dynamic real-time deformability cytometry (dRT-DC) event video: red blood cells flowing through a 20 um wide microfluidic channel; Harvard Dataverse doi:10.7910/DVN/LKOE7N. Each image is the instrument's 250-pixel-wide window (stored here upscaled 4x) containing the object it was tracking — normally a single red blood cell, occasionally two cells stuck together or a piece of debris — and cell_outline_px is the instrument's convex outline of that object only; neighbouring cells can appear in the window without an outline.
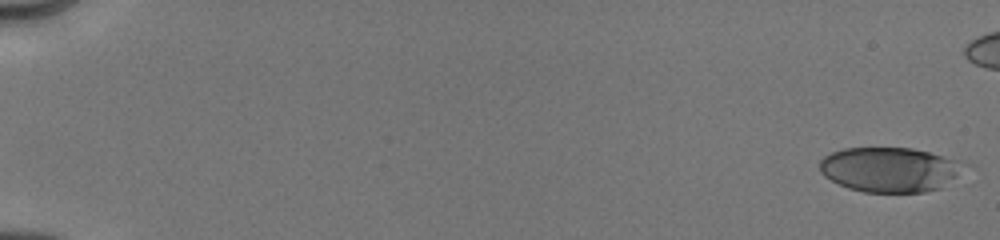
{"species": "human", "species_latin": "Homo sapiens", "temperature_condition": "cold", "stored_images_in_passage": 22, "camera_frame_rate_fps": 3000, "um_per_image_px": 0.085, "donor": {"sex": "male"}, "frame": {"image": 1, "passage_image": 1, "time_ms": 0.0, "image_size_px": [1000, 240], "cell_outline_px": [[976, 164], [940, 188], [924, 192], [864, 192], [848, 188], [824, 176], [820, 172], [820, 160], [824, 156], [832, 152], [844, 148], [912, 148], [964, 160]], "centroid_in_image_um": [75.76, 14.4], "position_along_channel_um": 9.2, "area_um2": 38.44}}
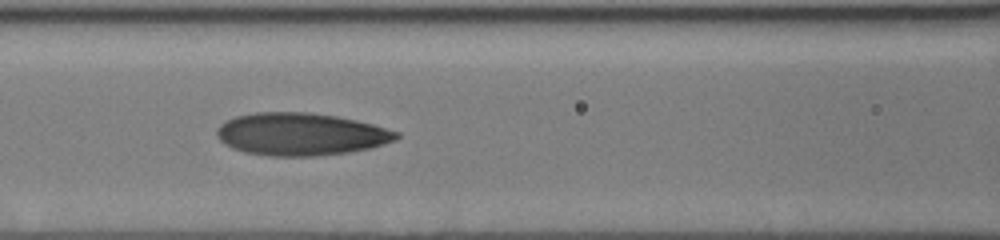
{"frame": {"image": 2, "passage_image": 16, "time_ms": 8.0, "image_size_px": [1000, 240], "cell_outline_px": [[400, 136], [396, 140], [372, 148], [348, 152], [316, 156], [268, 156], [244, 152], [232, 148], [224, 144], [216, 136], [216, 128], [224, 120], [236, 116], [256, 112], [308, 112], [336, 116], [356, 120], [372, 124], [400, 132]], "centroid_in_image_um": [25.55, 11.4], "position_along_channel_um": 141.1, "area_um2": 44.85}}
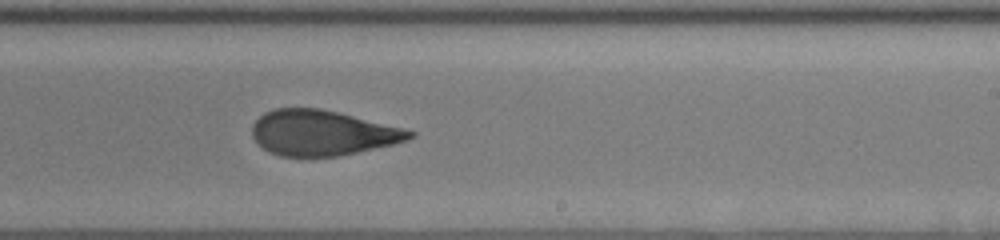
{"frame": {"image": 3, "passage_image": 22, "time_ms": 11.0, "image_size_px": [1000, 240], "cell_outline_px": [[416, 136], [408, 140], [392, 144], [356, 152], [336, 156], [280, 156], [268, 152], [252, 136], [252, 124], [264, 112], [276, 108], [320, 108], [340, 112], [404, 128], [416, 132]], "centroid_in_image_um": [27.4, 11.28], "position_along_channel_um": 261.6, "area_um2": 41.5}}